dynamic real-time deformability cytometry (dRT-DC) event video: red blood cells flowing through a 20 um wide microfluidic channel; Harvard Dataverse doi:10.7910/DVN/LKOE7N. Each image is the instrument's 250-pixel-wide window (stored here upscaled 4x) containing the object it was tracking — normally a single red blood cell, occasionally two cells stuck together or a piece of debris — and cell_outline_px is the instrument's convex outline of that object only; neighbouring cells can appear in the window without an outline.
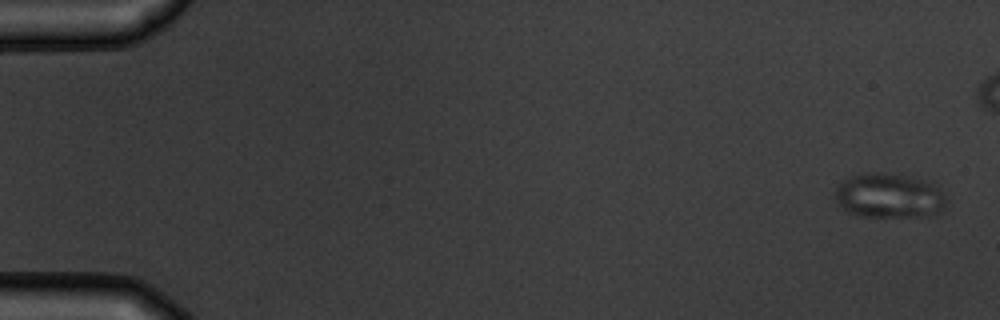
{"species": "common noctule bat (a hibernating species)", "species_latin": "Nyctalus noctula", "temperature_condition": "warm", "stored_images_in_passage": 7, "camera_frame_rate_fps": 3000, "um_per_image_px": 0.085, "animal": {"sex": "male", "body_mass_g": 19.5, "forearm_length_mm": 54.6}, "frame": {"image": 1, "passage_image": 1, "time_ms": 0.0, "image_size_px": [1000, 320], "cell_outline_px": [[948, 200], [944, 208], [936, 216], [860, 216], [848, 212], [836, 200], [836, 188], [844, 180], [852, 176], [872, 172], [884, 172], [908, 176], [924, 180], [932, 184]], "centroid_in_image_um": [75.61, 16.64], "position_along_channel_um": 9.4, "area_um2": 28.73}}
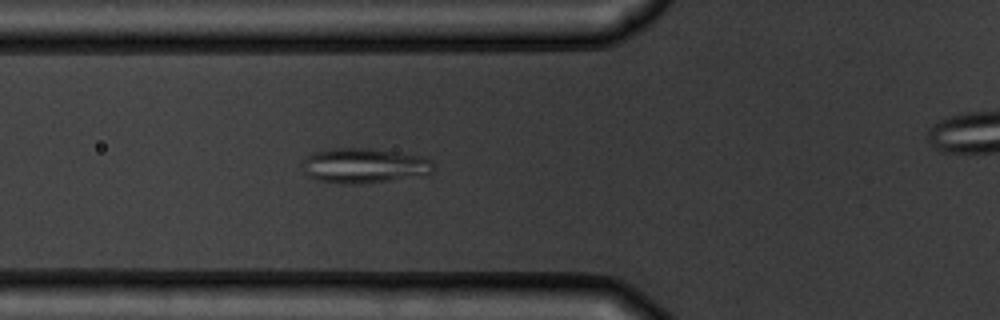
{"frame": {"image": 2, "passage_image": 6, "time_ms": 6.0, "image_size_px": [1000, 320], "cell_outline_px": [[436, 168], [428, 176], [356, 184], [344, 184], [316, 180], [308, 176], [304, 172], [300, 164], [308, 156], [316, 152], [336, 148], [368, 148], [424, 156], [432, 160]], "centroid_in_image_um": [31.02, 14.09], "position_along_channel_um": 94.8, "area_um2": 27.11}}